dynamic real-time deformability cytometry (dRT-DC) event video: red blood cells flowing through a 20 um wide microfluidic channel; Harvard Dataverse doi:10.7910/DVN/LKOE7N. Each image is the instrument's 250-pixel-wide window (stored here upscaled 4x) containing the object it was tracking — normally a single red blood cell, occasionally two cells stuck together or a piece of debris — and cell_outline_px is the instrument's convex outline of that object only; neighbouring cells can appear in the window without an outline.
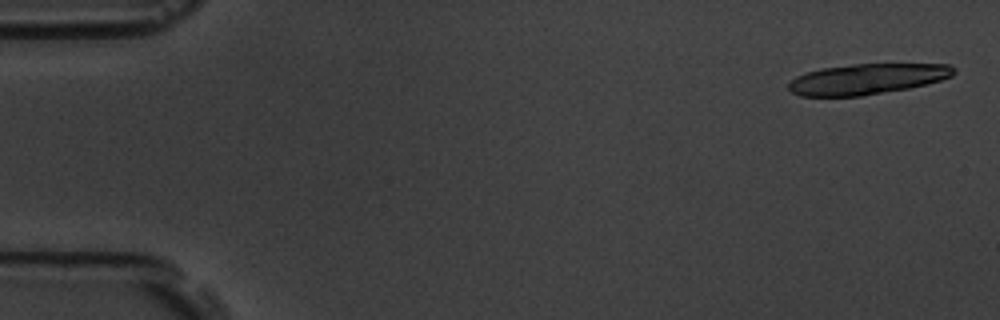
{"species": "common noctule bat (a hibernating species)", "species_latin": "Nyctalus noctula", "temperature_condition": "room temperature", "stored_images_in_passage": 6, "camera_frame_rate_fps": 3000, "um_per_image_px": 0.085, "animal": {"sex": "male", "body_mass_g": 19.5, "forearm_length_mm": 54.6}, "frame": {"image": 1, "passage_image": 1, "time_ms": 0.0, "image_size_px": [1000, 320], "cell_outline_px": [[956, 72], [952, 76], [940, 80], [908, 88], [860, 96], [800, 96], [792, 92], [788, 88], [788, 84], [796, 76], [820, 68], [856, 64], [948, 64], [956, 68]], "centroid_in_image_um": [73.7, 6.71], "position_along_channel_um": 11.3, "area_um2": 29.25}}
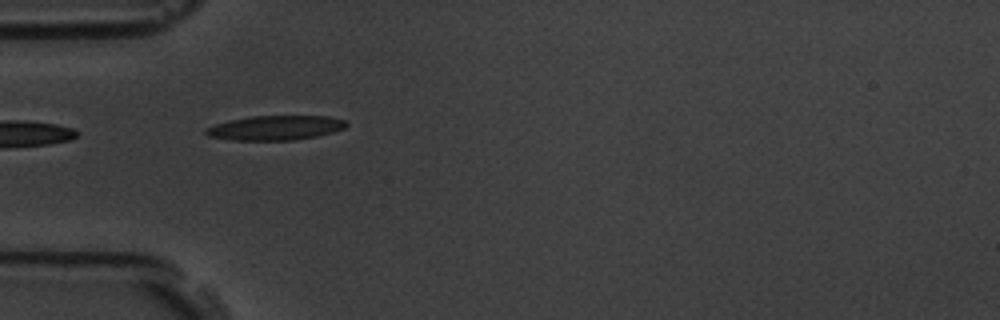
{"frame": {"image": 2, "passage_image": 5, "time_ms": 5.333, "image_size_px": [1000, 320], "cell_outline_px": [[348, 124], [344, 128], [332, 132], [316, 136], [292, 140], [232, 140], [208, 136], [204, 132], [204, 128], [228, 120], [252, 116], [328, 116], [344, 120]], "centroid_in_image_um": [23.37, 10.86], "position_along_channel_um": 61.6, "area_um2": 20.0}}